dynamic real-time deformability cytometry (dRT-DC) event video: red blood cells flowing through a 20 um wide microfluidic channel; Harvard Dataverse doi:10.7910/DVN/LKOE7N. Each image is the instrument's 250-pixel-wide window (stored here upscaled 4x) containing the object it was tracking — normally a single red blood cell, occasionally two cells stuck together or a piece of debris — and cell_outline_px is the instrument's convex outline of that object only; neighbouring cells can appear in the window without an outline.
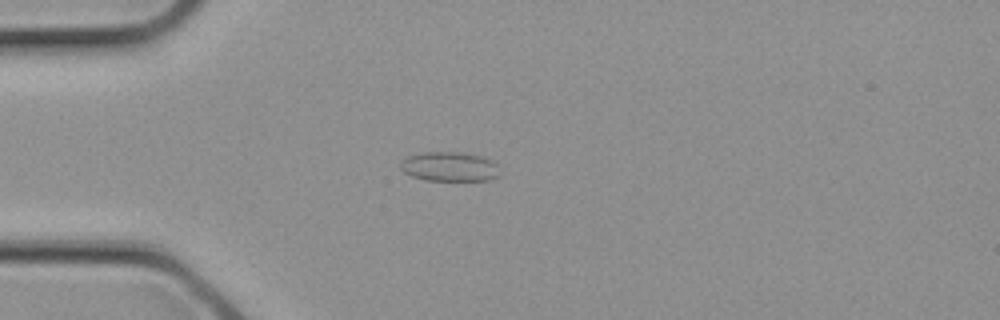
{"species": "common noctule bat (a hibernating species)", "species_latin": "Nyctalus noctula", "temperature_condition": "cold", "stored_images_in_passage": 3, "camera_frame_rate_fps": 3000, "um_per_image_px": 0.085, "animal": {"sex": "female", "body_mass_g": 21.9}, "frame": {"image": 1, "passage_image": 3, "time_ms": 0.667, "image_size_px": [1000, 320], "cell_outline_px": [[500, 176], [492, 180], [424, 180], [412, 176], [404, 172], [400, 168], [400, 160], [404, 156], [420, 152], [464, 152], [480, 156], [492, 160], [496, 164]], "centroid_in_image_um": [38.17, 14.15], "position_along_channel_um": 46.8, "area_um2": 17.34}}